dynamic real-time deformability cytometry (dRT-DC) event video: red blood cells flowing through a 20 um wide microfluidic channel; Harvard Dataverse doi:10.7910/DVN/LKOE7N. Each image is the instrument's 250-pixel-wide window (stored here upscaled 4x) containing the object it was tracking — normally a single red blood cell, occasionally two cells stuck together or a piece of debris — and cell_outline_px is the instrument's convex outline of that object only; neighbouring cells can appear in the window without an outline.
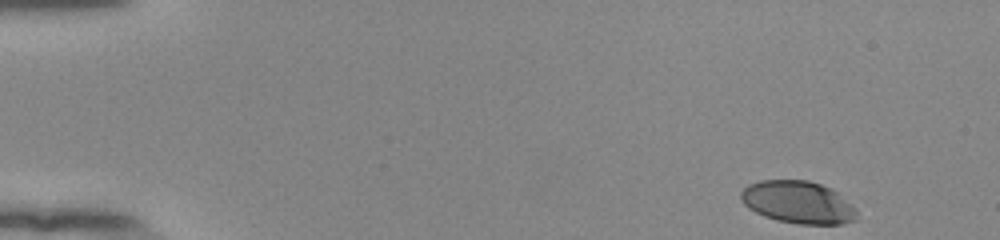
{"species": "human", "species_latin": "Homo sapiens", "temperature_condition": "room temperature", "stored_images_in_passage": 50, "camera_frame_rate_fps": 3000, "um_per_image_px": 0.085, "donor": {"sex": "female"}, "frame": {"image": 1, "passage_image": 1, "time_ms": 0.0, "image_size_px": [1000, 240], "cell_outline_px": [[856, 220], [844, 224], [796, 224], [776, 220], [764, 216], [748, 208], [740, 200], [740, 192], [748, 184], [760, 180], [808, 180], [832, 188], [840, 192], [856, 208]], "centroid_in_image_um": [67.85, 17.19], "position_along_channel_um": 17.1, "area_um2": 29.13}}
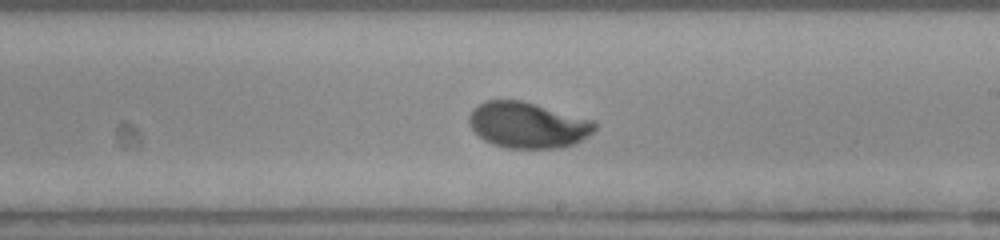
{"frame": {"image": 2, "passage_image": 29, "time_ms": 9.333, "image_size_px": [1000, 240], "cell_outline_px": [[600, 124], [588, 136], [572, 144], [560, 148], [508, 148], [492, 144], [484, 140], [468, 124], [468, 116], [472, 108], [484, 100], [520, 100], [596, 120]], "centroid_in_image_um": [44.86, 10.62], "position_along_channel_um": 244.1, "area_um2": 33.87}}
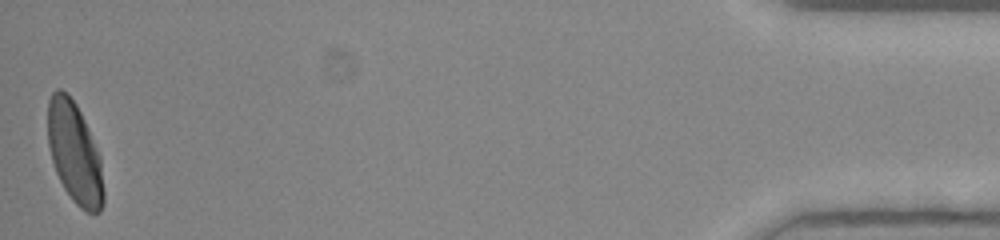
{"frame": {"image": 3, "passage_image": 50, "time_ms": 16.333, "image_size_px": [1000, 240], "cell_outline_px": [[104, 204], [100, 212], [84, 212], [72, 200], [64, 188], [56, 172], [52, 160], [48, 144], [48, 100], [52, 92], [56, 88], [60, 88], [76, 104], [84, 120], [100, 156], [104, 192]], "centroid_in_image_um": [6.34, 13.03], "position_along_channel_um": 428.9, "area_um2": 32.71}, "authors_computed_cell_mechanics": {"area_um2": 32.6859, "velocity_mm_per_s": 3.8604, "shape_relaxation_time_tau1_ms": 3.8789, "shape_relaxation_time_tau2_ms": null, "deformation_change_tau1": 0.1833, "deformation_change_tau2": null}}